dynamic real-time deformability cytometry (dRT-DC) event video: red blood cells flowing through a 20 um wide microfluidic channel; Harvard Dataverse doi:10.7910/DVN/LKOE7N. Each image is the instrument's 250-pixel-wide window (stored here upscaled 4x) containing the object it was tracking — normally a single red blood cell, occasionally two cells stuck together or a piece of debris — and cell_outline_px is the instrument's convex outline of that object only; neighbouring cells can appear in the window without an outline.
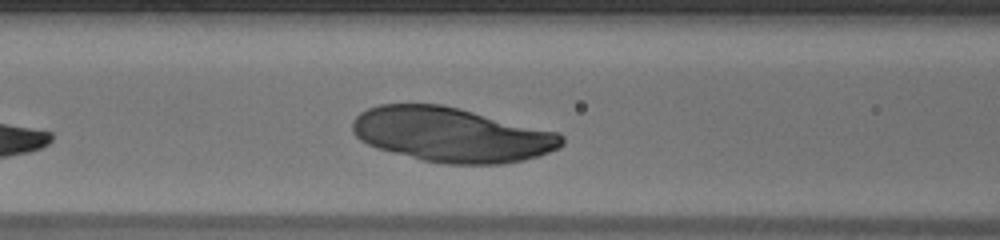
{"species": "human", "species_latin": "Homo sapiens", "temperature_condition": "warm", "stored_images_in_passage": 25, "camera_frame_rate_fps": 3000, "um_per_image_px": 0.085, "donor": {"sex": "male"}, "frame": {"image": 1, "passage_image": 8, "time_ms": 2.333, "image_size_px": [1000, 240], "cell_outline_px": [[564, 144], [560, 148], [540, 156], [524, 160], [500, 164], [440, 164], [420, 160], [392, 152], [368, 144], [360, 140], [352, 132], [352, 120], [360, 112], [368, 108], [380, 104], [444, 104], [556, 132], [564, 136]], "centroid_in_image_um": [38.38, 11.45], "position_along_channel_um": 128.2, "area_um2": 66.76}}